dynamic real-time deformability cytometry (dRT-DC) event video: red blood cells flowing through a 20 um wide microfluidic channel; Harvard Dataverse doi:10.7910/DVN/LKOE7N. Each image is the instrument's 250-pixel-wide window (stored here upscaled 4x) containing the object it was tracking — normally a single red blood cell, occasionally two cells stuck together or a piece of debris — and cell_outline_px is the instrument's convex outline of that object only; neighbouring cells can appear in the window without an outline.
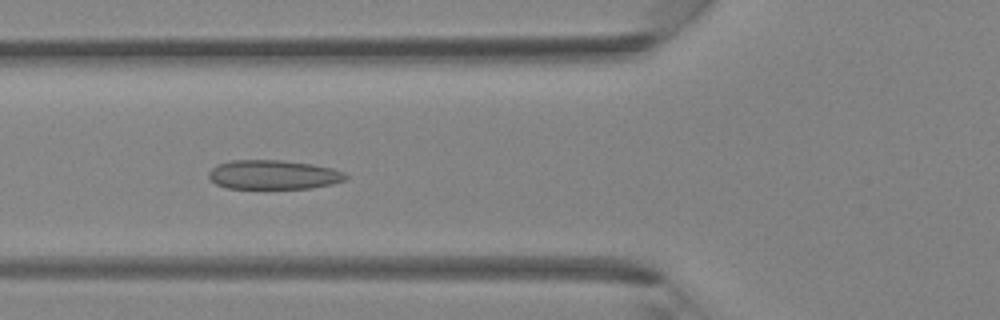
{"species": "Egyptian fruit bat (a non-hibernating species)", "species_latin": "Rousettus aegyptiacus", "temperature_condition": "room temperature", "stored_images_in_passage": 40, "camera_frame_rate_fps": 3000, "um_per_image_px": 0.085, "animal": {"sex": "female"}, "frame": {"image": 1, "passage_image": 14, "time_ms": 4.333, "image_size_px": [1000, 320], "cell_outline_px": [[348, 180], [332, 184], [312, 188], [228, 188], [216, 184], [208, 176], [208, 172], [212, 168], [220, 164], [232, 160], [280, 160], [312, 164], [332, 168], [344, 172], [348, 176]], "centroid_in_image_um": [23.28, 14.85], "position_along_channel_um": 102.5, "area_um2": 23.29}}
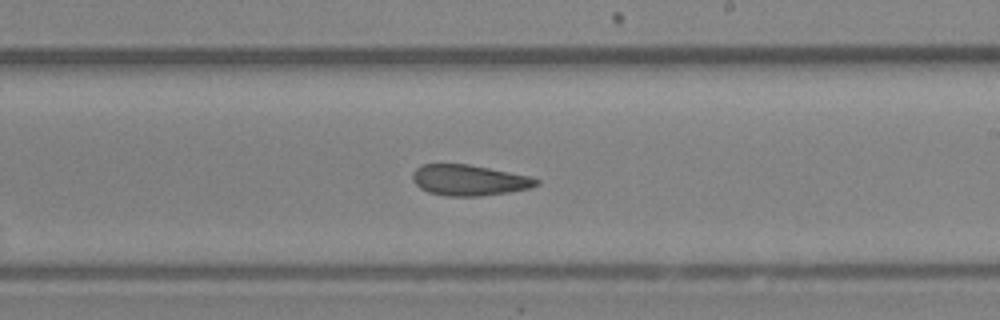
{"frame": {"image": 2, "passage_image": 23, "time_ms": 7.333, "image_size_px": [1000, 320], "cell_outline_px": [[540, 184], [528, 188], [508, 192], [480, 196], [444, 196], [428, 192], [420, 188], [412, 180], [412, 172], [420, 164], [468, 164], [528, 176], [540, 180]], "centroid_in_image_um": [39.82, 15.32], "position_along_channel_um": 249.2, "area_um2": 22.14}}
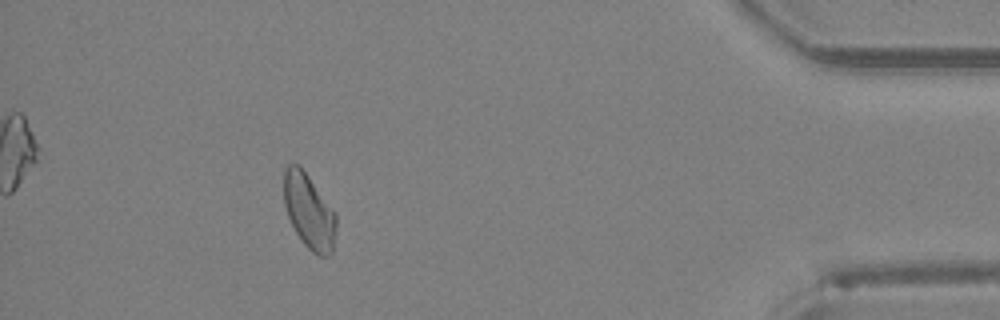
{"frame": {"image": 3, "passage_image": 36, "time_ms": 11.667, "image_size_px": [1000, 320], "cell_outline_px": [[336, 228], [332, 252], [328, 256], [320, 256], [312, 252], [304, 244], [296, 232], [288, 216], [284, 204], [284, 168], [288, 164], [300, 164], [336, 212]], "centroid_in_image_um": [26.27, 17.93], "position_along_channel_um": 408.9, "area_um2": 22.95}}